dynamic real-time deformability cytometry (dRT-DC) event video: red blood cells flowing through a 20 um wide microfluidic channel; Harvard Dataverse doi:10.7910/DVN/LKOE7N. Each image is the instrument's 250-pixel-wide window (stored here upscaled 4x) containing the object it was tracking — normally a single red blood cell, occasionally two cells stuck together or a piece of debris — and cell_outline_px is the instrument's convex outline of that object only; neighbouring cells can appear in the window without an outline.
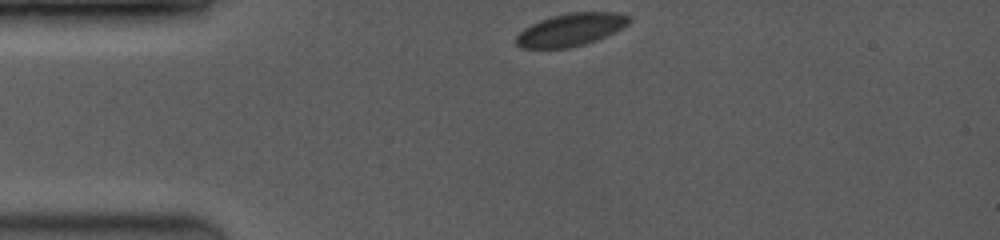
{"species": "common noctule bat (a hibernating species)", "species_latin": "Nyctalus noctula", "temperature_condition": "room temperature", "stored_images_in_passage": 6, "camera_frame_rate_fps": 3500, "um_per_image_px": 0.085, "animal": {"sex": "female", "body_mass_g": 19.0, "forearm_length_mm": 53.3}, "frame": {"image": 1, "passage_image": 1, "time_ms": 0.0, "image_size_px": [1000, 240], "cell_outline_px": [[632, 20], [628, 24], [596, 40], [584, 44], [568, 48], [520, 48], [516, 44], [516, 36], [524, 28], [540, 20], [552, 16], [572, 12], [616, 12], [632, 16]], "centroid_in_image_um": [48.51, 2.51], "position_along_channel_um": 36.5, "area_um2": 21.33}}
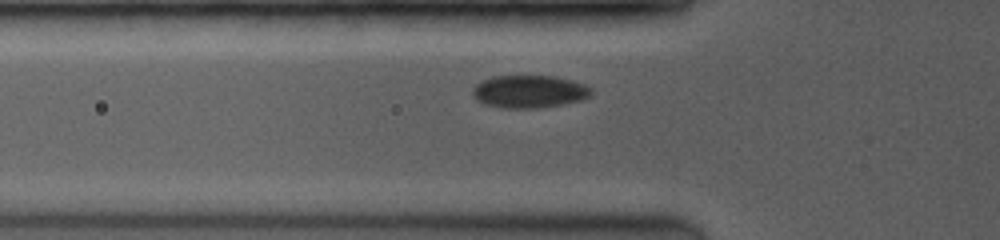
{"frame": {"image": 2, "passage_image": 4, "time_ms": 2.0, "image_size_px": [1000, 240], "cell_outline_px": [[592, 96], [580, 100], [564, 104], [540, 108], [500, 108], [484, 104], [472, 96], [472, 88], [480, 80], [492, 76], [556, 76], [572, 80], [584, 84], [592, 88]], "centroid_in_image_um": [44.98, 7.78], "position_along_channel_um": 80.8, "area_um2": 22.95}}
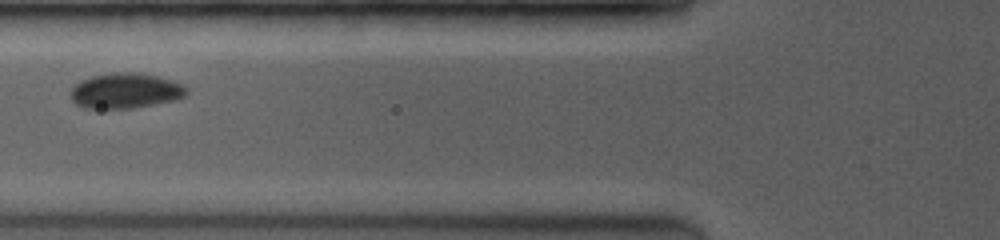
{"frame": {"image": 3, "passage_image": 5, "time_ms": 2.857, "image_size_px": [1000, 240], "cell_outline_px": [[188, 92], [184, 96], [176, 100], [132, 108], [84, 108], [76, 104], [72, 100], [72, 88], [80, 80], [92, 76], [116, 72], [140, 72], [172, 80], [184, 84], [188, 88]], "centroid_in_image_um": [10.7, 7.71], "position_along_channel_um": 115.1, "area_um2": 23.87}}